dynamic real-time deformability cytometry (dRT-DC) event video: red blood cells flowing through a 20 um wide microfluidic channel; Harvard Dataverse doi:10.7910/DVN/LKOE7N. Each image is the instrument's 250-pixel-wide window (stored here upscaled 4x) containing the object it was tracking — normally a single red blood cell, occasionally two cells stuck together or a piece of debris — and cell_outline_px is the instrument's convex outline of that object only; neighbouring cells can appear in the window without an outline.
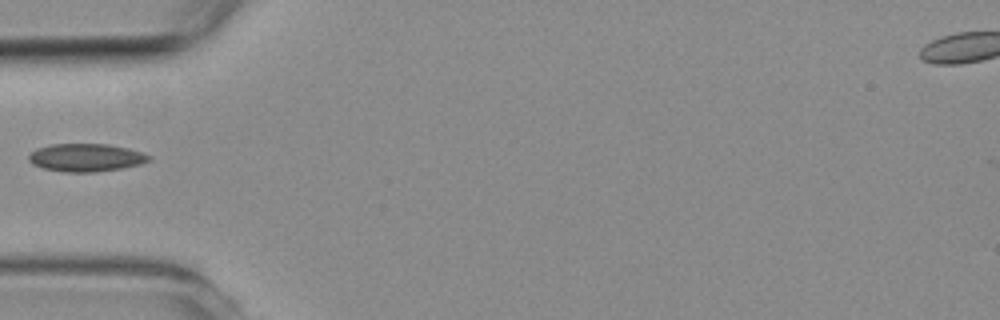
{"species": "common noctule bat (a hibernating species)", "species_latin": "Nyctalus noctula", "temperature_condition": "room temperature", "stored_images_in_passage": 1, "camera_frame_rate_fps": 3000, "um_per_image_px": 0.085, "animal": {"sex": "female", "body_mass_g": 19.3, "forearm_length_mm": 54.1}, "frame": {"image": 1, "passage_image": 1, "time_ms": 0.0, "image_size_px": [1000, 320], "cell_outline_px": [[152, 156], [148, 160], [140, 164], [120, 168], [96, 172], [64, 172], [40, 168], [32, 164], [28, 160], [28, 156], [36, 148], [52, 144], [108, 144], [128, 148]], "centroid_in_image_um": [7.25, 13.39], "position_along_channel_um": 77.7, "area_um2": 19.54}}